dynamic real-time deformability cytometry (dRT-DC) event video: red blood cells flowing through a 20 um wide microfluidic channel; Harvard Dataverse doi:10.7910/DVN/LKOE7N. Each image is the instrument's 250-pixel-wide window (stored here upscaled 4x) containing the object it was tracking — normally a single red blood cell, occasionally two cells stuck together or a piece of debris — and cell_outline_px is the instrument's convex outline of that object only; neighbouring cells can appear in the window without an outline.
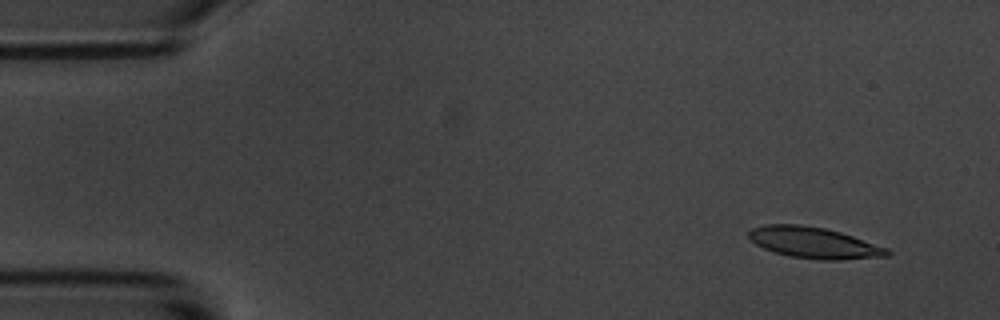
{"species": "common noctule bat (a hibernating species)", "species_latin": "Nyctalus noctula", "temperature_condition": "room temperature", "stored_images_in_passage": 6, "camera_frame_rate_fps": 3000, "um_per_image_px": 0.085, "animal": {"sex": "male", "body_mass_g": 20.1, "forearm_length_mm": 53.5}, "frame": {"image": 1, "passage_image": 2, "time_ms": 1.0, "image_size_px": [1000, 320], "cell_outline_px": [[892, 252], [888, 256], [840, 260], [820, 260], [792, 256], [776, 252], [764, 248], [756, 244], [748, 236], [748, 232], [752, 228], [764, 224], [800, 224], [824, 228], [840, 232], [888, 248]], "centroid_in_image_um": [69.2, 20.63], "position_along_channel_um": 15.8, "area_um2": 24.97}}